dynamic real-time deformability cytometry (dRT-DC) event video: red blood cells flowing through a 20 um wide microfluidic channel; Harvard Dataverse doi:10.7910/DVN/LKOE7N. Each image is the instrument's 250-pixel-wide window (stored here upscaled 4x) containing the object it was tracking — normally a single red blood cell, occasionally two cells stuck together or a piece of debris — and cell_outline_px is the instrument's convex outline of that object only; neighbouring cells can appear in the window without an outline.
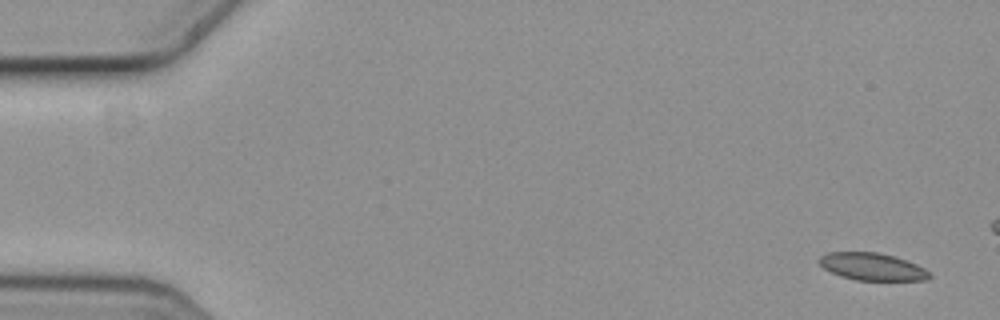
{"species": "common noctule bat (a hibernating species)", "species_latin": "Nyctalus noctula", "temperature_condition": "cold", "stored_images_in_passage": 2, "camera_frame_rate_fps": 3000, "um_per_image_px": 0.085, "animal": {"sex": "female", "body_mass_g": 19.3, "forearm_length_mm": 54.1}, "frame": {"image": 1, "passage_image": 2, "time_ms": 0.333, "image_size_px": [1000, 320], "cell_outline_px": [[932, 276], [924, 280], [856, 280], [840, 276], [824, 268], [816, 260], [820, 256], [828, 252], [880, 252], [896, 256], [916, 264], [924, 268]], "centroid_in_image_um": [74.11, 22.65], "position_along_channel_um": 10.9, "area_um2": 17.63}}